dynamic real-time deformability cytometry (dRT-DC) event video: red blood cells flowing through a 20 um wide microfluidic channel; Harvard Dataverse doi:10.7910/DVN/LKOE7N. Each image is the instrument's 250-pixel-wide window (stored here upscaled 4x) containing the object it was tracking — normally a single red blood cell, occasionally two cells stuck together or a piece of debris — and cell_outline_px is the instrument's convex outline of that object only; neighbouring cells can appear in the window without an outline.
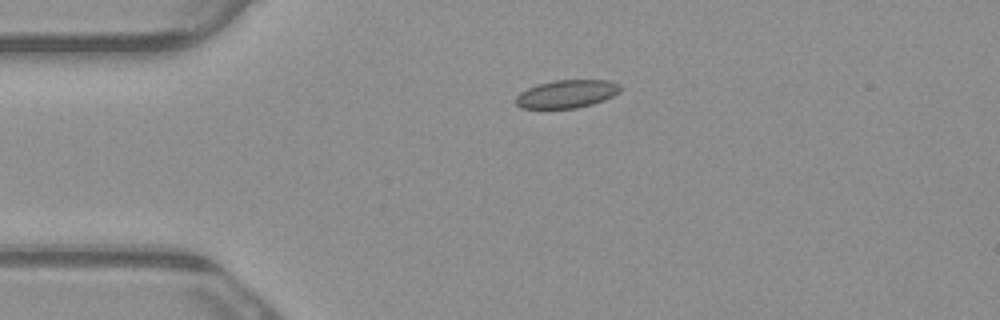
{"species": "common noctule bat (a hibernating species)", "species_latin": "Nyctalus noctula", "temperature_condition": "warm", "stored_images_in_passage": 3, "camera_frame_rate_fps": 3000, "um_per_image_px": 0.085, "animal": {"sex": "male", "body_mass_g": 23.1, "forearm_length_mm": 52.7}, "frame": {"image": 1, "passage_image": 2, "time_ms": 0.333, "image_size_px": [1000, 320], "cell_outline_px": [[624, 88], [620, 92], [604, 100], [592, 104], [576, 108], [520, 108], [516, 104], [516, 96], [520, 92], [528, 88], [552, 80], [608, 80], [620, 84]], "centroid_in_image_um": [48.21, 7.98], "position_along_channel_um": 36.8, "area_um2": 17.11}}